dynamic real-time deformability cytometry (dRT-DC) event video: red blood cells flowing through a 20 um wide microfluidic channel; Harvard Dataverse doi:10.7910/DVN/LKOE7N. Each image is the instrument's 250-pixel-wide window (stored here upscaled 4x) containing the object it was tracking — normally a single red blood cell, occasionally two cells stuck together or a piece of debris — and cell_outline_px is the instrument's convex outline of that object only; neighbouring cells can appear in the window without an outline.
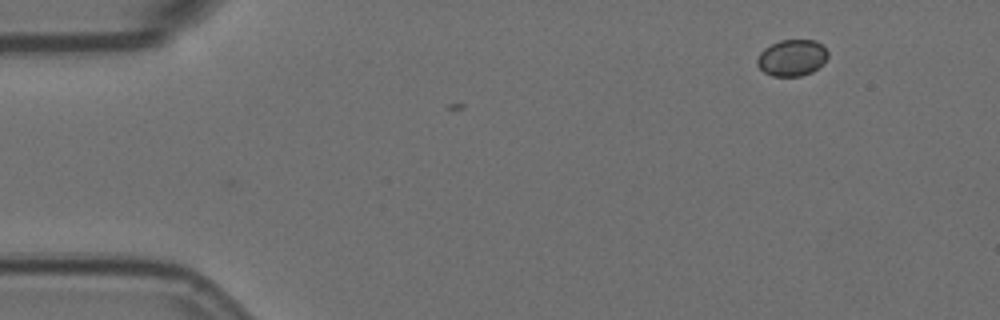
{"species": "Egyptian fruit bat (a non-hibernating species)", "species_latin": "Rousettus aegyptiacus", "temperature_condition": "room temperature", "stored_images_in_passage": 3, "camera_frame_rate_fps": 3000, "um_per_image_px": 0.085, "animal": {"sex": "female"}, "frame": {"image": 1, "passage_image": 3, "time_ms": 0.667, "image_size_px": [1000, 320], "cell_outline_px": [[828, 56], [812, 72], [800, 76], [772, 76], [764, 72], [756, 64], [756, 60], [760, 52], [764, 48], [780, 40], [816, 40], [828, 52]], "centroid_in_image_um": [67.28, 4.91], "position_along_channel_um": 17.7, "area_um2": 14.85}}